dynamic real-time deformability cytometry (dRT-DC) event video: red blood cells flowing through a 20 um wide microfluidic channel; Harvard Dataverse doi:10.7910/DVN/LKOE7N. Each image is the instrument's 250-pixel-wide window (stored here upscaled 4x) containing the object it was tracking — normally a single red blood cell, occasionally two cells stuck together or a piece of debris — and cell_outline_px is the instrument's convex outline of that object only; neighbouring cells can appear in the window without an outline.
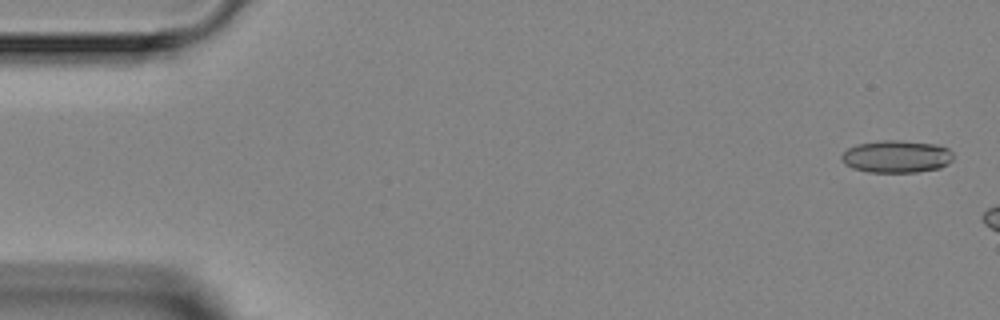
{"species": "Egyptian fruit bat (a non-hibernating species)", "species_latin": "Rousettus aegyptiacus", "temperature_condition": "room temperature", "stored_images_in_passage": 3, "camera_frame_rate_fps": 3000, "um_per_image_px": 0.085, "animal": {"sex": "female"}, "frame": {"image": 1, "passage_image": 1, "time_ms": 0.0, "image_size_px": [1000, 320], "cell_outline_px": [[952, 160], [948, 164], [940, 168], [916, 172], [868, 172], [852, 168], [844, 164], [840, 160], [840, 156], [848, 148], [856, 144], [880, 140], [900, 140], [936, 144], [948, 148], [952, 152]], "centroid_in_image_um": [76.18, 13.3], "position_along_channel_um": 8.8, "area_um2": 21.33}}